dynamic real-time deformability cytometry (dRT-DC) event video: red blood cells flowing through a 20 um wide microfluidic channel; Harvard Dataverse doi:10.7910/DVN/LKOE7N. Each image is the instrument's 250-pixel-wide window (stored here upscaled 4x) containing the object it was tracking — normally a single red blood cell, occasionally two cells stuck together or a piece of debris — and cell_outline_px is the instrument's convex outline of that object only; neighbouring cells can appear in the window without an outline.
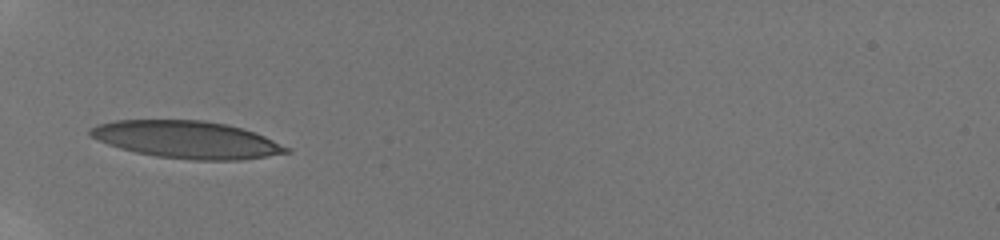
{"species": "human", "species_latin": "Homo sapiens", "temperature_condition": "room temperature", "stored_images_in_passage": 27, "camera_frame_rate_fps": 3000, "um_per_image_px": 0.085, "donor": {"sex": "male"}, "frame": {"image": 1, "passage_image": 1, "time_ms": 0.0, "image_size_px": [1000, 240], "cell_outline_px": [[292, 152], [240, 160], [192, 160], [156, 156], [136, 152], [120, 148], [96, 140], [88, 136], [88, 128], [96, 124], [116, 120], [204, 120], [228, 124], [264, 136], [292, 148]], "centroid_in_image_um": [15.85, 11.86], "position_along_channel_um": 69.2, "area_um2": 42.83}}
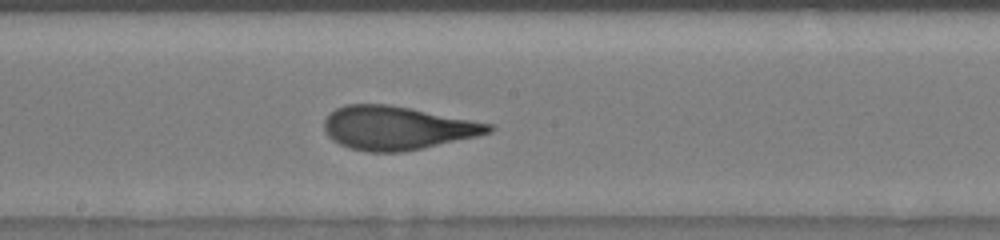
{"frame": {"image": 2, "passage_image": 20, "time_ms": 4.0, "image_size_px": [1000, 240], "cell_outline_px": [[496, 128], [492, 132], [476, 136], [420, 148], [400, 152], [368, 152], [352, 148], [340, 144], [332, 140], [324, 132], [324, 120], [336, 108], [344, 104], [388, 104], [412, 108], [496, 124]], "centroid_in_image_um": [33.77, 10.86], "position_along_channel_um": 214.4, "area_um2": 41.73}}
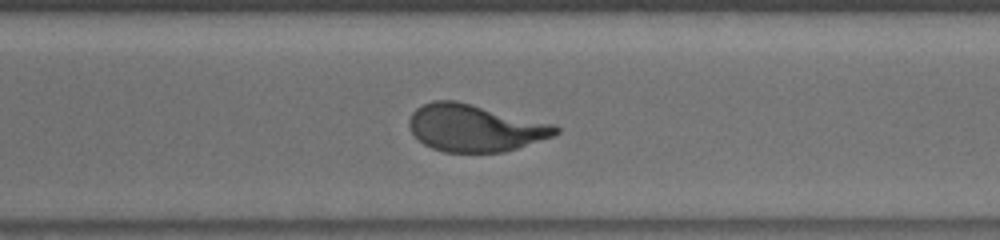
{"frame": {"image": 3, "passage_image": 27, "time_ms": 7.0, "image_size_px": [1000, 240], "cell_outline_px": [[560, 132], [552, 136], [504, 152], [444, 152], [432, 148], [424, 144], [408, 128], [408, 120], [412, 112], [416, 108], [432, 100], [456, 100], [556, 124], [560, 128]], "centroid_in_image_um": [40.36, 10.86], "position_along_channel_um": 330.2, "area_um2": 40.29}}